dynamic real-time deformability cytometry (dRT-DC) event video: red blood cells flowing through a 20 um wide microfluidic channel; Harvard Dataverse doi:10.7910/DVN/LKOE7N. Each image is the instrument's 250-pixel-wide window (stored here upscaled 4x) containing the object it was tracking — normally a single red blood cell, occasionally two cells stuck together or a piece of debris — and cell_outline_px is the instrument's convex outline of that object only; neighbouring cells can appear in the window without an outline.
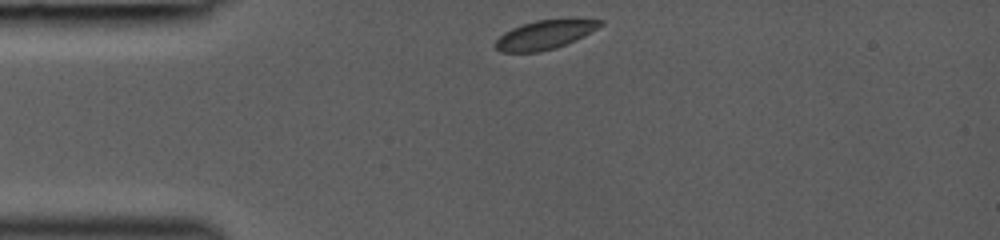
{"species": "common noctule bat (a hibernating species)", "species_latin": "Nyctalus noctula", "temperature_condition": "room temperature", "stored_images_in_passage": 13, "camera_frame_rate_fps": 3000, "um_per_image_px": 0.085, "animal": {"sex": "female", "body_mass_g": 19.0, "forearm_length_mm": 53.3}, "frame": {"image": 1, "passage_image": 1, "time_ms": 0.0, "image_size_px": [1000, 240], "cell_outline_px": [[604, 24], [584, 36], [576, 40], [556, 48], [540, 52], [500, 52], [492, 44], [504, 32], [512, 28], [536, 20], [572, 16], [604, 20]], "centroid_in_image_um": [46.39, 2.91], "position_along_channel_um": 38.6, "area_um2": 18.44}}